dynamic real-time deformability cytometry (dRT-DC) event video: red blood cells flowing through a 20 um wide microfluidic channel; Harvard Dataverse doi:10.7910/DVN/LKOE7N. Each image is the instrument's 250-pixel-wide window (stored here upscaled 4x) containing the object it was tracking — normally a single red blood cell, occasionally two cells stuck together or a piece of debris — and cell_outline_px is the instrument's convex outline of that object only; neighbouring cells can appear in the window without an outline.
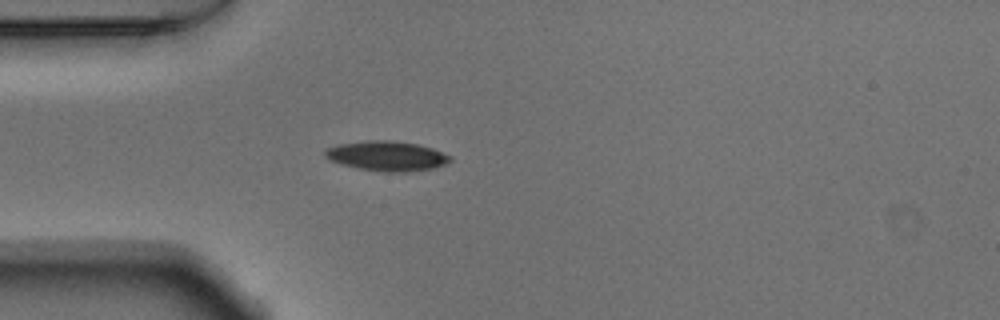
{"species": "Egyptian fruit bat (a non-hibernating species)", "species_latin": "Rousettus aegyptiacus", "temperature_condition": "warm", "stored_images_in_passage": 39, "camera_frame_rate_fps": 3000, "um_per_image_px": 0.085, "animal": {"sex": "male"}, "frame": {"image": 1, "passage_image": 1, "time_ms": 0.0, "image_size_px": [1000, 320], "cell_outline_px": [[452, 160], [444, 164], [432, 168], [408, 172], [384, 172], [360, 168], [340, 164], [328, 160], [324, 156], [324, 148], [336, 144], [364, 140], [388, 140], [416, 144], [432, 148], [452, 156]], "centroid_in_image_um": [32.82, 13.25], "position_along_channel_um": 52.2, "area_um2": 21.91}}
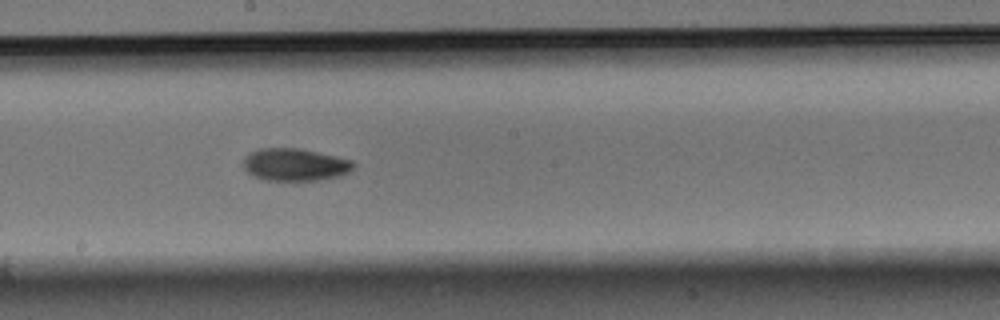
{"frame": {"image": 2, "passage_image": 15, "time_ms": 4.667, "image_size_px": [1000, 320], "cell_outline_px": [[356, 164], [348, 172], [340, 176], [316, 180], [264, 180], [248, 172], [240, 164], [244, 156], [248, 152], [256, 148], [300, 148], [336, 156], [352, 160]], "centroid_in_image_um": [25.02, 13.97], "position_along_channel_um": 223.2, "area_um2": 21.04}}
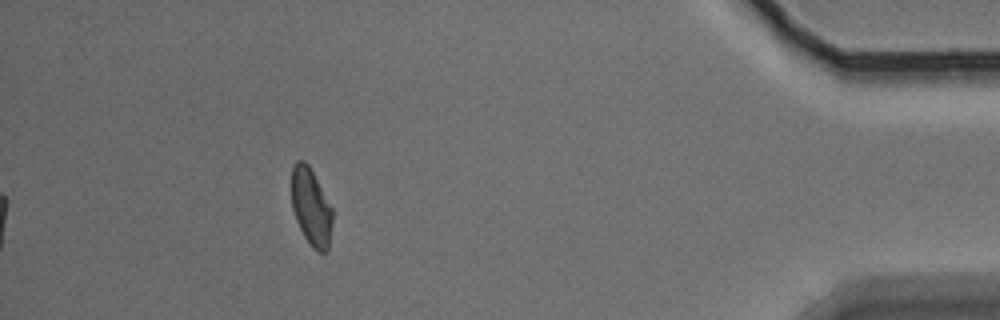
{"frame": {"image": 3, "passage_image": 34, "time_ms": 11.0, "image_size_px": [1000, 320], "cell_outline_px": [[332, 224], [328, 248], [324, 252], [320, 252], [312, 248], [304, 236], [296, 220], [292, 208], [292, 164], [296, 160], [304, 160], [308, 164], [332, 208]], "centroid_in_image_um": [26.43, 17.58], "position_along_channel_um": 408.8, "area_um2": 18.26}, "authors_computed_cell_mechanics": {"area_um2": 19.941, "velocity_mm_per_s": 3.8045, "shape_relaxation_time_tau1_ms": 5.1578, "shape_relaxation_time_tau2_ms": 9.0811, "deformation_change_tau1": 0.1355, "deformation_change_tau2": 0.1455}}